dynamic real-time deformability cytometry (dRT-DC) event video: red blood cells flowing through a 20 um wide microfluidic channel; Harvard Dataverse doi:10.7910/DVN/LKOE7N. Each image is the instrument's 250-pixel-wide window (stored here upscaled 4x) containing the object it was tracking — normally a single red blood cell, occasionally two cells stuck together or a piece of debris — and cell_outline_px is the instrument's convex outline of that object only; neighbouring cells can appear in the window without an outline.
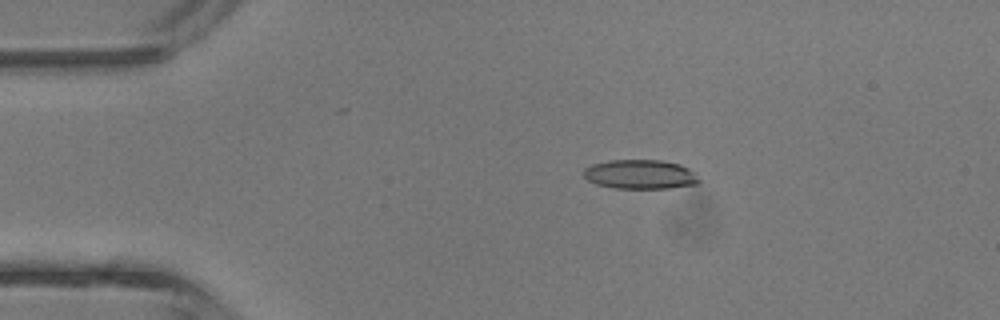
{"species": "common noctule bat (a hibernating species)", "species_latin": "Nyctalus noctula", "temperature_condition": "room temperature", "stored_images_in_passage": 43, "camera_frame_rate_fps": 3000, "um_per_image_px": 0.085, "animal": {"sex": "male", "body_mass_g": 13.3}, "frame": {"image": 1, "passage_image": 8, "time_ms": 2.333, "image_size_px": [1000, 320], "cell_outline_px": [[700, 180], [696, 184], [668, 188], [612, 188], [596, 184], [588, 180], [584, 176], [584, 168], [592, 164], [608, 160], [660, 160], [680, 164], [696, 172]], "centroid_in_image_um": [54.42, 14.81], "position_along_channel_um": 30.6, "area_um2": 19.77}}
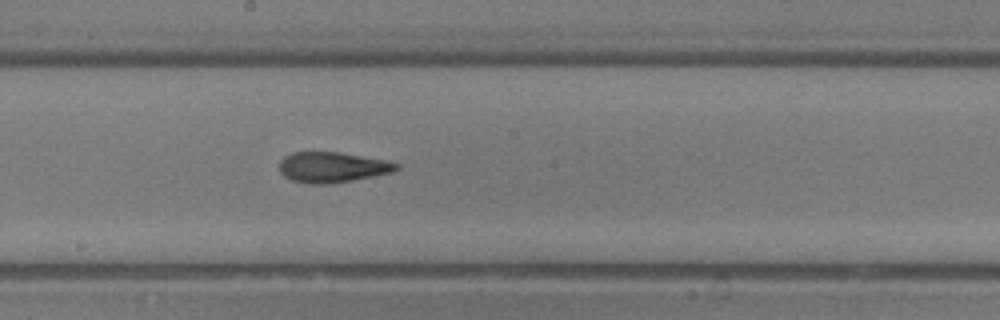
{"frame": {"image": 2, "passage_image": 23, "time_ms": 7.333, "image_size_px": [1000, 320], "cell_outline_px": [[400, 168], [392, 172], [352, 180], [328, 184], [308, 184], [292, 180], [284, 176], [280, 172], [280, 160], [284, 156], [292, 152], [340, 152], [384, 160], [400, 164]], "centroid_in_image_um": [28.22, 14.21], "position_along_channel_um": 220.0, "area_um2": 20.69}}
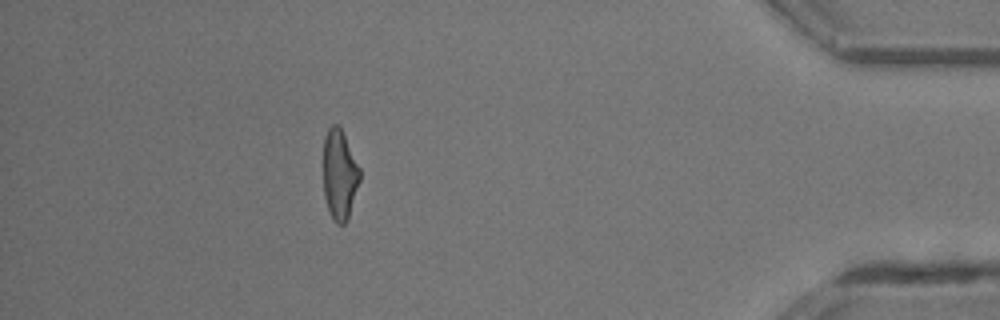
{"frame": {"image": 3, "passage_image": 38, "time_ms": 12.333, "image_size_px": [1000, 320], "cell_outline_px": [[360, 180], [348, 220], [344, 224], [336, 224], [332, 220], [328, 212], [324, 196], [324, 136], [328, 128], [332, 124], [340, 124], [360, 168]], "centroid_in_image_um": [28.86, 14.85], "position_along_channel_um": 406.3, "area_um2": 19.54}, "authors_computed_cell_mechanics": {"area_um2": 20.1144, "velocity_mm_per_s": 4.7967, "shape_relaxation_time_tau1_ms": 7.2258, "shape_relaxation_time_tau2_ms": 2.0834, "deformation_change_tau1": 0.275, "deformation_change_tau2": 0.1206}}